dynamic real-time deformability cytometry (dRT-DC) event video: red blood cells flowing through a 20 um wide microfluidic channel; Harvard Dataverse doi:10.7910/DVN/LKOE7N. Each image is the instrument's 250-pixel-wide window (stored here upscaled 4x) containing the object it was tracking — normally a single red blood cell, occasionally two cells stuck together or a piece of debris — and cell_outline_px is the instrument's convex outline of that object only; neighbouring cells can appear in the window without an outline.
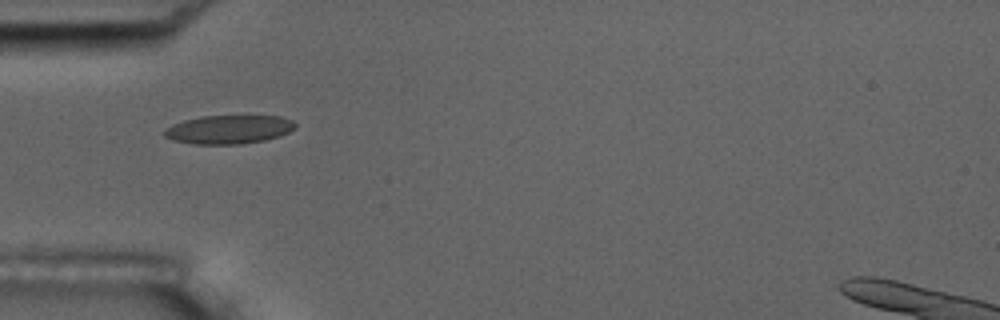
{"species": "common noctule bat (a hibernating species)", "species_latin": "Nyctalus noctula", "temperature_condition": "room temperature", "stored_images_in_passage": 6, "camera_frame_rate_fps": 3000, "um_per_image_px": 0.085, "animal": {"sex": "male", "body_mass_g": 17.5, "forearm_length_mm": 52.3}, "frame": {"image": 1, "passage_image": 5, "time_ms": 4.667, "image_size_px": [1000, 320], "cell_outline_px": [[296, 128], [280, 136], [264, 140], [240, 144], [196, 144], [172, 140], [164, 136], [164, 128], [172, 124], [184, 120], [200, 116], [280, 116], [292, 120], [296, 124]], "centroid_in_image_um": [19.43, 11.0], "position_along_channel_um": 65.6, "area_um2": 21.91}}